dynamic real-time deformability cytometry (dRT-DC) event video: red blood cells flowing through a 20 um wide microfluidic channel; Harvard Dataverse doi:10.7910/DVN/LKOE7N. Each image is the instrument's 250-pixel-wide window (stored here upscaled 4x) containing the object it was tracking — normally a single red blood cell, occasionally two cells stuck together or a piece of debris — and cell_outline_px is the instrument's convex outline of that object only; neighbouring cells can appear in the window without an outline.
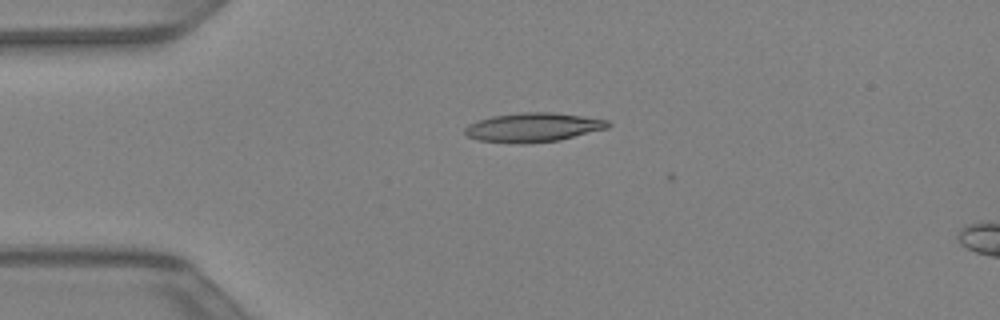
{"species": "Egyptian fruit bat (a non-hibernating species)", "species_latin": "Rousettus aegyptiacus", "temperature_condition": "warm", "stored_images_in_passage": 5, "camera_frame_rate_fps": 3000, "um_per_image_px": 0.085, "animal": {"sex": "female"}, "frame": {"image": 1, "passage_image": 1, "time_ms": 0.0, "image_size_px": [1000, 320], "cell_outline_px": [[612, 124], [608, 128], [560, 140], [524, 144], [520, 144], [480, 140], [468, 136], [464, 132], [464, 128], [468, 124], [492, 116], [524, 112], [552, 112], [608, 120]], "centroid_in_image_um": [45.33, 10.83], "position_along_channel_um": 39.7, "area_um2": 24.16}}